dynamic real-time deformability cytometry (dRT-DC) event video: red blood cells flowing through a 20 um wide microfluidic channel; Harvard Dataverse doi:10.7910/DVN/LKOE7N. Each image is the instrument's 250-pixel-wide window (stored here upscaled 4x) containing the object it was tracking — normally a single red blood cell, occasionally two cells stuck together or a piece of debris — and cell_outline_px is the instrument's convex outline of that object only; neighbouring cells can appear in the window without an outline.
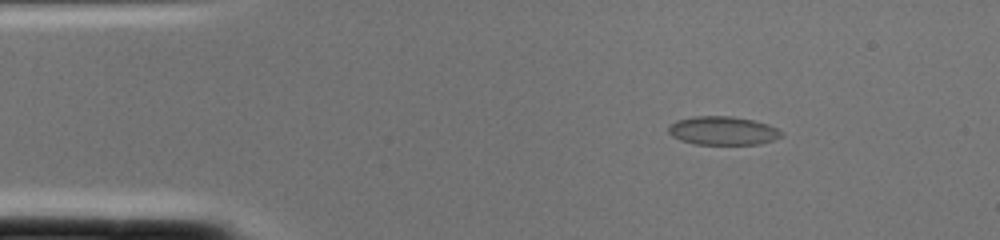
{"species": "common noctule bat (a hibernating species)", "species_latin": "Nyctalus noctula", "temperature_condition": "cold", "stored_images_in_passage": 1, "camera_frame_rate_fps": 3000, "um_per_image_px": 0.085, "animal": {"sex": "female", "body_mass_g": 22.0, "forearm_length_mm": 56.7}, "frame": {"image": 1, "passage_image": 1, "time_ms": 0.0, "image_size_px": [1000, 240], "cell_outline_px": [[784, 136], [760, 144], [692, 144], [680, 140], [672, 136], [668, 132], [668, 128], [676, 120], [692, 116], [732, 116], [752, 120], [768, 124], [784, 132]], "centroid_in_image_um": [61.45, 11.11], "position_along_channel_um": 23.6, "area_um2": 18.9}}